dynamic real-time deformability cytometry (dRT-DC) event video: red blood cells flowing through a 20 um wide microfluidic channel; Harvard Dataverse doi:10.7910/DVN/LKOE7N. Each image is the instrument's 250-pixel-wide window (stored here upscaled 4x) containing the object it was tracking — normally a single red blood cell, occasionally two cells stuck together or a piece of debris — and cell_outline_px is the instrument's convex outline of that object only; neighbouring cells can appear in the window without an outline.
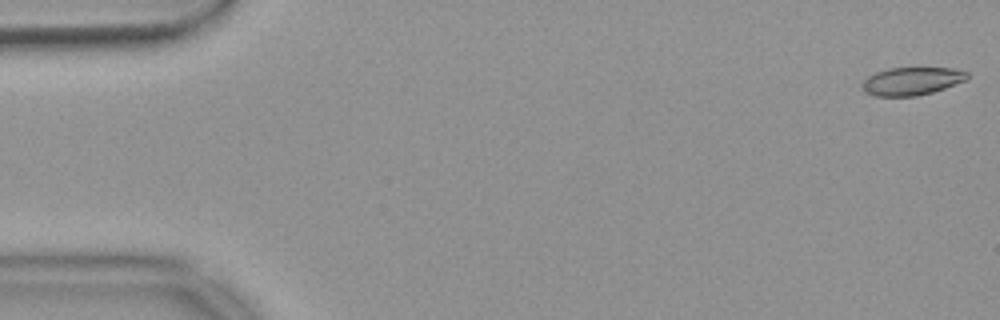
{"species": "common noctule bat (a hibernating species)", "species_latin": "Nyctalus noctula", "temperature_condition": "warm", "stored_images_in_passage": 41, "camera_frame_rate_fps": 3000, "um_per_image_px": 0.085, "animal": {"sex": "female", "body_mass_g": 18.4}, "frame": {"image": 1, "passage_image": 1, "time_ms": 0.0, "image_size_px": [1000, 320], "cell_outline_px": [[968, 80], [932, 92], [916, 96], [872, 96], [864, 92], [860, 88], [860, 84], [868, 76], [876, 72], [888, 68], [952, 68], [968, 72]], "centroid_in_image_um": [77.46, 6.9], "position_along_channel_um": 7.5, "area_um2": 17.28}}
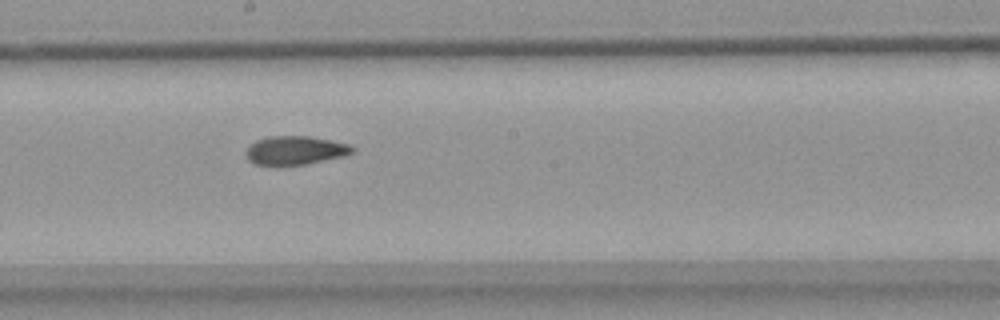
{"frame": {"image": 2, "passage_image": 30, "time_ms": 9.667, "image_size_px": [1000, 320], "cell_outline_px": [[356, 148], [352, 152], [344, 156], [304, 164], [256, 164], [248, 160], [244, 152], [256, 140], [268, 136], [308, 136], [332, 140], [348, 144]], "centroid_in_image_um": [25.1, 12.76], "position_along_channel_um": 223.1, "area_um2": 17.51}}
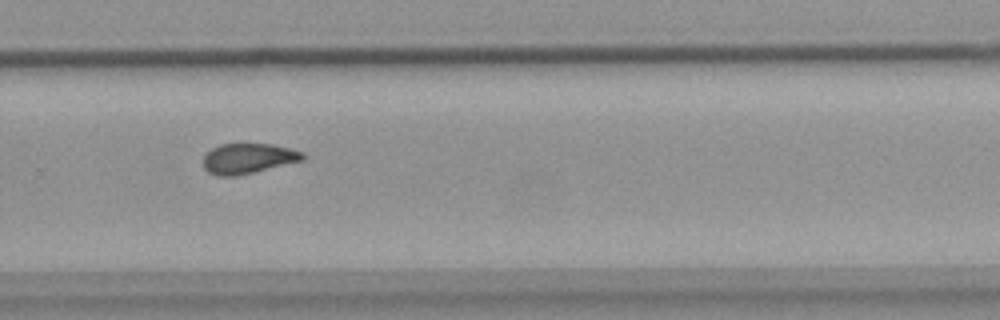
{"frame": {"image": 3, "passage_image": 37, "time_ms": 12.0, "image_size_px": [1000, 320], "cell_outline_px": [[304, 160], [236, 176], [220, 176], [208, 172], [204, 168], [204, 156], [212, 148], [220, 144], [272, 144], [304, 152]], "centroid_in_image_um": [21.09, 13.47], "position_along_channel_um": 308.7, "area_um2": 17.34}}